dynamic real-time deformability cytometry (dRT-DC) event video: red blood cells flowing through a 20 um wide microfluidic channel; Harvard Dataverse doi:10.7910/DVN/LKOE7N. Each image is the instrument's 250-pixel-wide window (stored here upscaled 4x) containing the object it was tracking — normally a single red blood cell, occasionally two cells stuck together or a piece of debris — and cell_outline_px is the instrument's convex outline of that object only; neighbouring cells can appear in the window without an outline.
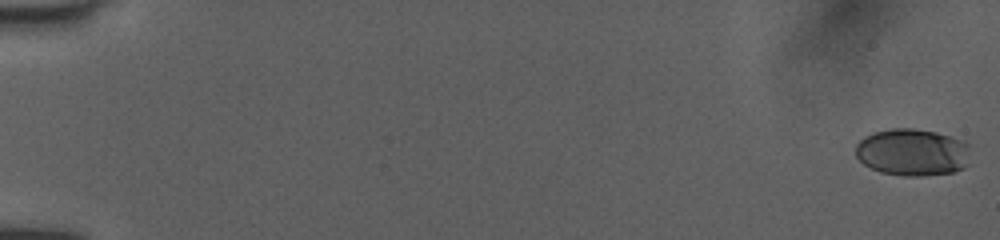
{"species": "human", "species_latin": "Homo sapiens", "temperature_condition": "room temperature", "stored_images_in_passage": 53, "camera_frame_rate_fps": 3000, "um_per_image_px": 0.085, "donor": {"sex": "female"}, "frame": {"image": 1, "passage_image": 1, "time_ms": 0.0, "image_size_px": [1000, 240], "cell_outline_px": [[968, 164], [964, 168], [952, 172], [920, 176], [904, 176], [880, 172], [864, 164], [856, 156], [856, 144], [864, 136], [872, 132], [892, 128], [912, 128], [936, 132], [964, 140], [968, 144]], "centroid_in_image_um": [77.55, 12.93], "position_along_channel_um": 7.5, "area_um2": 31.67}}
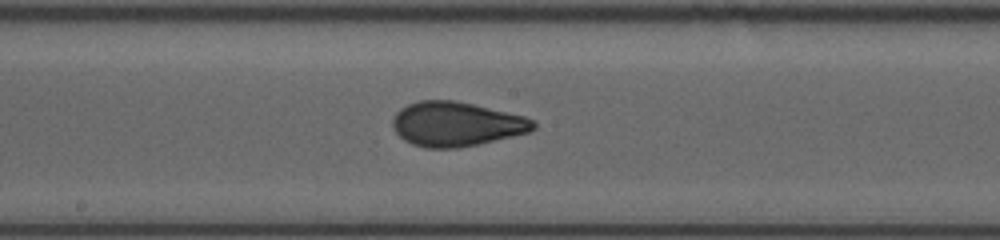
{"frame": {"image": 2, "passage_image": 30, "time_ms": 9.667, "image_size_px": [1000, 240], "cell_outline_px": [[536, 128], [528, 132], [512, 136], [476, 144], [456, 148], [424, 148], [412, 144], [404, 140], [396, 132], [392, 124], [392, 120], [396, 112], [400, 108], [408, 104], [420, 100], [452, 100], [472, 104], [524, 116], [532, 120], [536, 124]], "centroid_in_image_um": [38.74, 10.54], "position_along_channel_um": 209.5, "area_um2": 36.13}}
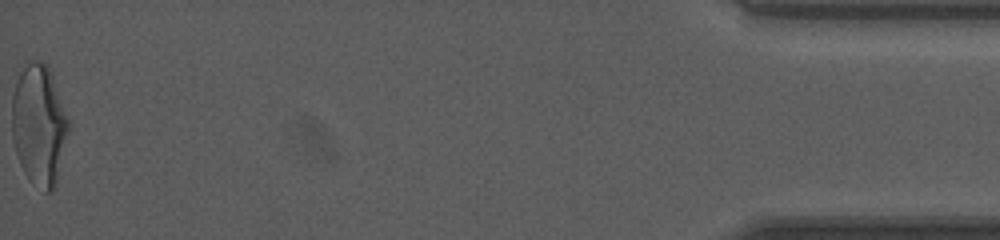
{"frame": {"image": 3, "passage_image": 53, "time_ms": 17.333, "image_size_px": [1000, 240], "cell_outline_px": [[72, 124], [56, 184], [52, 192], [44, 192], [32, 184], [24, 172], [20, 164], [16, 152], [12, 136], [12, 96], [20, 64], [24, 60], [40, 60], [48, 64]], "centroid_in_image_um": [3.34, 10.56], "position_along_channel_um": 431.9, "area_um2": 41.27}, "authors_computed_cell_mechanics": {"area_um2": 35.6048, "velocity_mm_per_s": 4.0481, "shape_relaxation_time_tau1_ms": 8.3184, "shape_relaxation_time_tau2_ms": 0.8219, "deformation_change_tau1": 0.2432, "deformation_change_tau2": 0.0577}}